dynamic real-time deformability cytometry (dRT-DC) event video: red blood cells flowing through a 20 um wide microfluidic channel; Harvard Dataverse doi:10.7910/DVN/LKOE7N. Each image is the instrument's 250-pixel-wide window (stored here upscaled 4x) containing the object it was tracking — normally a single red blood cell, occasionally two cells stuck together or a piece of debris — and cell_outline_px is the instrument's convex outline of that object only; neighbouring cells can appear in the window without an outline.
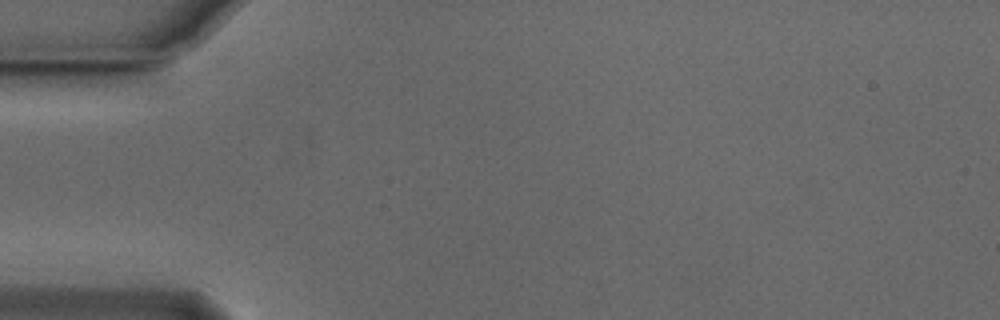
{"species": "Egyptian fruit bat (a non-hibernating species)", "species_latin": "Rousettus aegyptiacus", "temperature_condition": "cold", "stored_images_in_passage": 7, "camera_frame_rate_fps": 3000, "um_per_image_px": 0.085, "animal": {"sex": "male"}, "frame": {"image": 1, "passage_image": 1, "time_ms": 0.0, "image_size_px": [1000, 320], "cell_outline_px": [[120, 124], [112, 132], [60, 136], [24, 136], [16, 132], [12, 124], [32, 120], [120, 120]], "centroid_in_image_um": [5.5, 10.83], "position_along_channel_um": 79.5, "area_um2": 10.64}}